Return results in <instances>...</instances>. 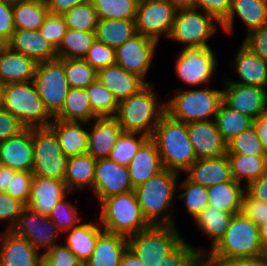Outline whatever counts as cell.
I'll return each mask as SVG.
<instances>
[{"label":"cell","mask_w":267,"mask_h":266,"mask_svg":"<svg viewBox=\"0 0 267 266\" xmlns=\"http://www.w3.org/2000/svg\"><path fill=\"white\" fill-rule=\"evenodd\" d=\"M180 174L164 168L134 188L141 212L150 225H175L172 205Z\"/></svg>","instance_id":"obj_1"},{"label":"cell","mask_w":267,"mask_h":266,"mask_svg":"<svg viewBox=\"0 0 267 266\" xmlns=\"http://www.w3.org/2000/svg\"><path fill=\"white\" fill-rule=\"evenodd\" d=\"M154 85L147 83L137 93L119 101L114 118L122 132L152 137L156 125L166 113L165 102L158 100Z\"/></svg>","instance_id":"obj_2"},{"label":"cell","mask_w":267,"mask_h":266,"mask_svg":"<svg viewBox=\"0 0 267 266\" xmlns=\"http://www.w3.org/2000/svg\"><path fill=\"white\" fill-rule=\"evenodd\" d=\"M151 139L157 146L163 167L168 170L180 174L197 160L187 123L175 120L167 113L156 125Z\"/></svg>","instance_id":"obj_3"},{"label":"cell","mask_w":267,"mask_h":266,"mask_svg":"<svg viewBox=\"0 0 267 266\" xmlns=\"http://www.w3.org/2000/svg\"><path fill=\"white\" fill-rule=\"evenodd\" d=\"M264 252L259 226L238 213L233 215L223 238L206 256L209 261H227L261 256Z\"/></svg>","instance_id":"obj_4"},{"label":"cell","mask_w":267,"mask_h":266,"mask_svg":"<svg viewBox=\"0 0 267 266\" xmlns=\"http://www.w3.org/2000/svg\"><path fill=\"white\" fill-rule=\"evenodd\" d=\"M100 206L97 218L104 231L128 238L151 226L141 212L134 190L107 197Z\"/></svg>","instance_id":"obj_5"},{"label":"cell","mask_w":267,"mask_h":266,"mask_svg":"<svg viewBox=\"0 0 267 266\" xmlns=\"http://www.w3.org/2000/svg\"><path fill=\"white\" fill-rule=\"evenodd\" d=\"M209 87L174 90V97L165 101L166 113L187 124L214 120L223 101V90Z\"/></svg>","instance_id":"obj_6"},{"label":"cell","mask_w":267,"mask_h":266,"mask_svg":"<svg viewBox=\"0 0 267 266\" xmlns=\"http://www.w3.org/2000/svg\"><path fill=\"white\" fill-rule=\"evenodd\" d=\"M1 107L26 128L49 127L53 121L33 81L5 84Z\"/></svg>","instance_id":"obj_7"},{"label":"cell","mask_w":267,"mask_h":266,"mask_svg":"<svg viewBox=\"0 0 267 266\" xmlns=\"http://www.w3.org/2000/svg\"><path fill=\"white\" fill-rule=\"evenodd\" d=\"M177 225H151L128 237V248L144 266L155 265L164 260L184 238Z\"/></svg>","instance_id":"obj_8"},{"label":"cell","mask_w":267,"mask_h":266,"mask_svg":"<svg viewBox=\"0 0 267 266\" xmlns=\"http://www.w3.org/2000/svg\"><path fill=\"white\" fill-rule=\"evenodd\" d=\"M218 27L221 23L201 9L177 10L168 39L184 45L182 48L210 47L206 41L217 34Z\"/></svg>","instance_id":"obj_9"},{"label":"cell","mask_w":267,"mask_h":266,"mask_svg":"<svg viewBox=\"0 0 267 266\" xmlns=\"http://www.w3.org/2000/svg\"><path fill=\"white\" fill-rule=\"evenodd\" d=\"M33 170L36 176L63 180L68 157L63 154L59 140L50 127L32 128Z\"/></svg>","instance_id":"obj_10"},{"label":"cell","mask_w":267,"mask_h":266,"mask_svg":"<svg viewBox=\"0 0 267 266\" xmlns=\"http://www.w3.org/2000/svg\"><path fill=\"white\" fill-rule=\"evenodd\" d=\"M33 83L46 110L54 118L61 111L69 91L64 71V59L56 58L39 62Z\"/></svg>","instance_id":"obj_11"},{"label":"cell","mask_w":267,"mask_h":266,"mask_svg":"<svg viewBox=\"0 0 267 266\" xmlns=\"http://www.w3.org/2000/svg\"><path fill=\"white\" fill-rule=\"evenodd\" d=\"M213 50L211 46L182 48L175 61V73L179 80L189 87L209 86L219 66Z\"/></svg>","instance_id":"obj_12"},{"label":"cell","mask_w":267,"mask_h":266,"mask_svg":"<svg viewBox=\"0 0 267 266\" xmlns=\"http://www.w3.org/2000/svg\"><path fill=\"white\" fill-rule=\"evenodd\" d=\"M177 10L165 0H144L137 6L135 25L137 33L155 40L168 39Z\"/></svg>","instance_id":"obj_13"},{"label":"cell","mask_w":267,"mask_h":266,"mask_svg":"<svg viewBox=\"0 0 267 266\" xmlns=\"http://www.w3.org/2000/svg\"><path fill=\"white\" fill-rule=\"evenodd\" d=\"M15 235L26 238L40 252L46 253L60 238V230L48 215H43L25 206L15 225L10 229Z\"/></svg>","instance_id":"obj_14"},{"label":"cell","mask_w":267,"mask_h":266,"mask_svg":"<svg viewBox=\"0 0 267 266\" xmlns=\"http://www.w3.org/2000/svg\"><path fill=\"white\" fill-rule=\"evenodd\" d=\"M157 45L155 40L137 33L115 50L116 65L144 80L153 64Z\"/></svg>","instance_id":"obj_15"},{"label":"cell","mask_w":267,"mask_h":266,"mask_svg":"<svg viewBox=\"0 0 267 266\" xmlns=\"http://www.w3.org/2000/svg\"><path fill=\"white\" fill-rule=\"evenodd\" d=\"M132 190L134 188L127 166L119 165L109 158L96 160L93 194L99 203L107 197Z\"/></svg>","instance_id":"obj_16"},{"label":"cell","mask_w":267,"mask_h":266,"mask_svg":"<svg viewBox=\"0 0 267 266\" xmlns=\"http://www.w3.org/2000/svg\"><path fill=\"white\" fill-rule=\"evenodd\" d=\"M223 102L255 120L267 112V88L224 83Z\"/></svg>","instance_id":"obj_17"},{"label":"cell","mask_w":267,"mask_h":266,"mask_svg":"<svg viewBox=\"0 0 267 266\" xmlns=\"http://www.w3.org/2000/svg\"><path fill=\"white\" fill-rule=\"evenodd\" d=\"M187 126L197 159H213L227 154V142L214 120L188 123Z\"/></svg>","instance_id":"obj_18"},{"label":"cell","mask_w":267,"mask_h":266,"mask_svg":"<svg viewBox=\"0 0 267 266\" xmlns=\"http://www.w3.org/2000/svg\"><path fill=\"white\" fill-rule=\"evenodd\" d=\"M41 252L10 230L0 234V266H40Z\"/></svg>","instance_id":"obj_19"},{"label":"cell","mask_w":267,"mask_h":266,"mask_svg":"<svg viewBox=\"0 0 267 266\" xmlns=\"http://www.w3.org/2000/svg\"><path fill=\"white\" fill-rule=\"evenodd\" d=\"M235 59L230 64L239 80L225 78L224 83L252 85L267 88V62L253 53L243 43L238 49Z\"/></svg>","instance_id":"obj_20"},{"label":"cell","mask_w":267,"mask_h":266,"mask_svg":"<svg viewBox=\"0 0 267 266\" xmlns=\"http://www.w3.org/2000/svg\"><path fill=\"white\" fill-rule=\"evenodd\" d=\"M32 128L0 142V164L16 171L33 170Z\"/></svg>","instance_id":"obj_21"},{"label":"cell","mask_w":267,"mask_h":266,"mask_svg":"<svg viewBox=\"0 0 267 266\" xmlns=\"http://www.w3.org/2000/svg\"><path fill=\"white\" fill-rule=\"evenodd\" d=\"M88 128V154L93 159L108 158L122 133L119 122L114 117H97Z\"/></svg>","instance_id":"obj_22"},{"label":"cell","mask_w":267,"mask_h":266,"mask_svg":"<svg viewBox=\"0 0 267 266\" xmlns=\"http://www.w3.org/2000/svg\"><path fill=\"white\" fill-rule=\"evenodd\" d=\"M235 18L242 20L246 34L267 24V0H232L228 17L221 23L225 34H232Z\"/></svg>","instance_id":"obj_23"},{"label":"cell","mask_w":267,"mask_h":266,"mask_svg":"<svg viewBox=\"0 0 267 266\" xmlns=\"http://www.w3.org/2000/svg\"><path fill=\"white\" fill-rule=\"evenodd\" d=\"M70 193L71 192L63 180L34 175L30 201L26 206L40 214L49 215L58 201L65 196H68Z\"/></svg>","instance_id":"obj_24"},{"label":"cell","mask_w":267,"mask_h":266,"mask_svg":"<svg viewBox=\"0 0 267 266\" xmlns=\"http://www.w3.org/2000/svg\"><path fill=\"white\" fill-rule=\"evenodd\" d=\"M8 47L34 59L37 63L57 58L56 50L38 30L15 29Z\"/></svg>","instance_id":"obj_25"},{"label":"cell","mask_w":267,"mask_h":266,"mask_svg":"<svg viewBox=\"0 0 267 266\" xmlns=\"http://www.w3.org/2000/svg\"><path fill=\"white\" fill-rule=\"evenodd\" d=\"M183 174L195 184L206 188L231 181V166L227 155L213 159H197Z\"/></svg>","instance_id":"obj_26"},{"label":"cell","mask_w":267,"mask_h":266,"mask_svg":"<svg viewBox=\"0 0 267 266\" xmlns=\"http://www.w3.org/2000/svg\"><path fill=\"white\" fill-rule=\"evenodd\" d=\"M97 79L114 95L118 102L137 93L147 83H150L118 65L98 70Z\"/></svg>","instance_id":"obj_27"},{"label":"cell","mask_w":267,"mask_h":266,"mask_svg":"<svg viewBox=\"0 0 267 266\" xmlns=\"http://www.w3.org/2000/svg\"><path fill=\"white\" fill-rule=\"evenodd\" d=\"M86 125L88 126V123L59 119H53L49 125L57 135L63 154L66 157L88 152V129Z\"/></svg>","instance_id":"obj_28"},{"label":"cell","mask_w":267,"mask_h":266,"mask_svg":"<svg viewBox=\"0 0 267 266\" xmlns=\"http://www.w3.org/2000/svg\"><path fill=\"white\" fill-rule=\"evenodd\" d=\"M127 167L133 188L164 169L157 146L151 138L141 145Z\"/></svg>","instance_id":"obj_29"},{"label":"cell","mask_w":267,"mask_h":266,"mask_svg":"<svg viewBox=\"0 0 267 266\" xmlns=\"http://www.w3.org/2000/svg\"><path fill=\"white\" fill-rule=\"evenodd\" d=\"M127 248V237L103 230L98 236L92 255L84 266H119Z\"/></svg>","instance_id":"obj_30"},{"label":"cell","mask_w":267,"mask_h":266,"mask_svg":"<svg viewBox=\"0 0 267 266\" xmlns=\"http://www.w3.org/2000/svg\"><path fill=\"white\" fill-rule=\"evenodd\" d=\"M37 62L9 47L0 55V80L4 84L33 81Z\"/></svg>","instance_id":"obj_31"},{"label":"cell","mask_w":267,"mask_h":266,"mask_svg":"<svg viewBox=\"0 0 267 266\" xmlns=\"http://www.w3.org/2000/svg\"><path fill=\"white\" fill-rule=\"evenodd\" d=\"M103 230L99 220L98 223H92V221L80 223L78 226L64 232L68 234L65 245L84 264L92 255L98 241V236Z\"/></svg>","instance_id":"obj_32"},{"label":"cell","mask_w":267,"mask_h":266,"mask_svg":"<svg viewBox=\"0 0 267 266\" xmlns=\"http://www.w3.org/2000/svg\"><path fill=\"white\" fill-rule=\"evenodd\" d=\"M243 183L235 180L226 181L208 187V203L214 208L230 214H238L241 211V203L245 194Z\"/></svg>","instance_id":"obj_33"},{"label":"cell","mask_w":267,"mask_h":266,"mask_svg":"<svg viewBox=\"0 0 267 266\" xmlns=\"http://www.w3.org/2000/svg\"><path fill=\"white\" fill-rule=\"evenodd\" d=\"M95 165L96 159H93L88 153L68 157L64 182L70 192L87 188L93 191Z\"/></svg>","instance_id":"obj_34"},{"label":"cell","mask_w":267,"mask_h":266,"mask_svg":"<svg viewBox=\"0 0 267 266\" xmlns=\"http://www.w3.org/2000/svg\"><path fill=\"white\" fill-rule=\"evenodd\" d=\"M97 117L90 106L86 89L69 88L61 111L53 119L92 123Z\"/></svg>","instance_id":"obj_35"},{"label":"cell","mask_w":267,"mask_h":266,"mask_svg":"<svg viewBox=\"0 0 267 266\" xmlns=\"http://www.w3.org/2000/svg\"><path fill=\"white\" fill-rule=\"evenodd\" d=\"M233 215L208 205L193 219L199 231L212 238L210 249L205 250V255L223 238Z\"/></svg>","instance_id":"obj_36"},{"label":"cell","mask_w":267,"mask_h":266,"mask_svg":"<svg viewBox=\"0 0 267 266\" xmlns=\"http://www.w3.org/2000/svg\"><path fill=\"white\" fill-rule=\"evenodd\" d=\"M136 34L135 19H99L95 31L96 40L115 50Z\"/></svg>","instance_id":"obj_37"},{"label":"cell","mask_w":267,"mask_h":266,"mask_svg":"<svg viewBox=\"0 0 267 266\" xmlns=\"http://www.w3.org/2000/svg\"><path fill=\"white\" fill-rule=\"evenodd\" d=\"M15 29L38 30L49 10L46 1L20 0L12 4Z\"/></svg>","instance_id":"obj_38"},{"label":"cell","mask_w":267,"mask_h":266,"mask_svg":"<svg viewBox=\"0 0 267 266\" xmlns=\"http://www.w3.org/2000/svg\"><path fill=\"white\" fill-rule=\"evenodd\" d=\"M233 180L246 186L260 178L267 171V157L246 156L244 154H226Z\"/></svg>","instance_id":"obj_39"},{"label":"cell","mask_w":267,"mask_h":266,"mask_svg":"<svg viewBox=\"0 0 267 266\" xmlns=\"http://www.w3.org/2000/svg\"><path fill=\"white\" fill-rule=\"evenodd\" d=\"M214 121L226 142L253 126L252 118L231 109L223 101L218 108Z\"/></svg>","instance_id":"obj_40"},{"label":"cell","mask_w":267,"mask_h":266,"mask_svg":"<svg viewBox=\"0 0 267 266\" xmlns=\"http://www.w3.org/2000/svg\"><path fill=\"white\" fill-rule=\"evenodd\" d=\"M95 39V32H84L74 29H67L62 43L56 50L57 58L83 59Z\"/></svg>","instance_id":"obj_41"},{"label":"cell","mask_w":267,"mask_h":266,"mask_svg":"<svg viewBox=\"0 0 267 266\" xmlns=\"http://www.w3.org/2000/svg\"><path fill=\"white\" fill-rule=\"evenodd\" d=\"M177 191H183L176 196L185 204V211L194 219L208 205V189L189 181L186 176L177 185Z\"/></svg>","instance_id":"obj_42"},{"label":"cell","mask_w":267,"mask_h":266,"mask_svg":"<svg viewBox=\"0 0 267 266\" xmlns=\"http://www.w3.org/2000/svg\"><path fill=\"white\" fill-rule=\"evenodd\" d=\"M99 19H135L137 0H91Z\"/></svg>","instance_id":"obj_43"},{"label":"cell","mask_w":267,"mask_h":266,"mask_svg":"<svg viewBox=\"0 0 267 266\" xmlns=\"http://www.w3.org/2000/svg\"><path fill=\"white\" fill-rule=\"evenodd\" d=\"M64 71L69 88L86 89L98 76V71L82 58L64 59Z\"/></svg>","instance_id":"obj_44"},{"label":"cell","mask_w":267,"mask_h":266,"mask_svg":"<svg viewBox=\"0 0 267 266\" xmlns=\"http://www.w3.org/2000/svg\"><path fill=\"white\" fill-rule=\"evenodd\" d=\"M68 29L95 32L99 21L97 11L90 1L76 5L63 14Z\"/></svg>","instance_id":"obj_45"},{"label":"cell","mask_w":267,"mask_h":266,"mask_svg":"<svg viewBox=\"0 0 267 266\" xmlns=\"http://www.w3.org/2000/svg\"><path fill=\"white\" fill-rule=\"evenodd\" d=\"M148 138L139 133L122 132L108 158L119 165L128 166L138 149Z\"/></svg>","instance_id":"obj_46"},{"label":"cell","mask_w":267,"mask_h":266,"mask_svg":"<svg viewBox=\"0 0 267 266\" xmlns=\"http://www.w3.org/2000/svg\"><path fill=\"white\" fill-rule=\"evenodd\" d=\"M86 91L89 94L90 106L98 117L115 116L119 102L98 79L91 83Z\"/></svg>","instance_id":"obj_47"},{"label":"cell","mask_w":267,"mask_h":266,"mask_svg":"<svg viewBox=\"0 0 267 266\" xmlns=\"http://www.w3.org/2000/svg\"><path fill=\"white\" fill-rule=\"evenodd\" d=\"M227 154L267 157L255 128L252 126L227 142Z\"/></svg>","instance_id":"obj_48"},{"label":"cell","mask_w":267,"mask_h":266,"mask_svg":"<svg viewBox=\"0 0 267 266\" xmlns=\"http://www.w3.org/2000/svg\"><path fill=\"white\" fill-rule=\"evenodd\" d=\"M66 198L67 197L65 196L60 201H58V203L48 215V218L52 220V222L58 227L60 232H63L62 234L70 230L72 227L78 226L81 221L77 208Z\"/></svg>","instance_id":"obj_49"},{"label":"cell","mask_w":267,"mask_h":266,"mask_svg":"<svg viewBox=\"0 0 267 266\" xmlns=\"http://www.w3.org/2000/svg\"><path fill=\"white\" fill-rule=\"evenodd\" d=\"M199 255H205V250L193 248L183 239L164 260L151 266H189Z\"/></svg>","instance_id":"obj_50"},{"label":"cell","mask_w":267,"mask_h":266,"mask_svg":"<svg viewBox=\"0 0 267 266\" xmlns=\"http://www.w3.org/2000/svg\"><path fill=\"white\" fill-rule=\"evenodd\" d=\"M67 29L63 15L49 13L38 31L57 50Z\"/></svg>","instance_id":"obj_51"},{"label":"cell","mask_w":267,"mask_h":266,"mask_svg":"<svg viewBox=\"0 0 267 266\" xmlns=\"http://www.w3.org/2000/svg\"><path fill=\"white\" fill-rule=\"evenodd\" d=\"M40 266H84L65 244H55L42 254Z\"/></svg>","instance_id":"obj_52"},{"label":"cell","mask_w":267,"mask_h":266,"mask_svg":"<svg viewBox=\"0 0 267 266\" xmlns=\"http://www.w3.org/2000/svg\"><path fill=\"white\" fill-rule=\"evenodd\" d=\"M83 59L97 71L108 66L116 65L115 49L110 48L108 45L96 39Z\"/></svg>","instance_id":"obj_53"},{"label":"cell","mask_w":267,"mask_h":266,"mask_svg":"<svg viewBox=\"0 0 267 266\" xmlns=\"http://www.w3.org/2000/svg\"><path fill=\"white\" fill-rule=\"evenodd\" d=\"M34 174L28 171H16L11 177L10 187L6 193L27 205L30 201V193Z\"/></svg>","instance_id":"obj_54"},{"label":"cell","mask_w":267,"mask_h":266,"mask_svg":"<svg viewBox=\"0 0 267 266\" xmlns=\"http://www.w3.org/2000/svg\"><path fill=\"white\" fill-rule=\"evenodd\" d=\"M25 206L20 200L11 197L6 192L0 193V222H8L4 230H10L15 225Z\"/></svg>","instance_id":"obj_55"},{"label":"cell","mask_w":267,"mask_h":266,"mask_svg":"<svg viewBox=\"0 0 267 266\" xmlns=\"http://www.w3.org/2000/svg\"><path fill=\"white\" fill-rule=\"evenodd\" d=\"M240 213L260 226L267 221V202L257 201L245 192Z\"/></svg>","instance_id":"obj_56"},{"label":"cell","mask_w":267,"mask_h":266,"mask_svg":"<svg viewBox=\"0 0 267 266\" xmlns=\"http://www.w3.org/2000/svg\"><path fill=\"white\" fill-rule=\"evenodd\" d=\"M242 43L267 62V24L245 35Z\"/></svg>","instance_id":"obj_57"},{"label":"cell","mask_w":267,"mask_h":266,"mask_svg":"<svg viewBox=\"0 0 267 266\" xmlns=\"http://www.w3.org/2000/svg\"><path fill=\"white\" fill-rule=\"evenodd\" d=\"M232 0H195V6L198 9L214 16L222 23L230 12Z\"/></svg>","instance_id":"obj_58"},{"label":"cell","mask_w":267,"mask_h":266,"mask_svg":"<svg viewBox=\"0 0 267 266\" xmlns=\"http://www.w3.org/2000/svg\"><path fill=\"white\" fill-rule=\"evenodd\" d=\"M25 129L18 118L0 106V142L17 136Z\"/></svg>","instance_id":"obj_59"},{"label":"cell","mask_w":267,"mask_h":266,"mask_svg":"<svg viewBox=\"0 0 267 266\" xmlns=\"http://www.w3.org/2000/svg\"><path fill=\"white\" fill-rule=\"evenodd\" d=\"M14 31L12 3L0 0V37L9 42Z\"/></svg>","instance_id":"obj_60"},{"label":"cell","mask_w":267,"mask_h":266,"mask_svg":"<svg viewBox=\"0 0 267 266\" xmlns=\"http://www.w3.org/2000/svg\"><path fill=\"white\" fill-rule=\"evenodd\" d=\"M245 192L257 201L267 202V171L260 178L249 182Z\"/></svg>","instance_id":"obj_61"},{"label":"cell","mask_w":267,"mask_h":266,"mask_svg":"<svg viewBox=\"0 0 267 266\" xmlns=\"http://www.w3.org/2000/svg\"><path fill=\"white\" fill-rule=\"evenodd\" d=\"M213 266H267L264 254L261 256L234 259L227 261H210Z\"/></svg>","instance_id":"obj_62"},{"label":"cell","mask_w":267,"mask_h":266,"mask_svg":"<svg viewBox=\"0 0 267 266\" xmlns=\"http://www.w3.org/2000/svg\"><path fill=\"white\" fill-rule=\"evenodd\" d=\"M90 0H46L49 13L63 15L76 5L86 3Z\"/></svg>","instance_id":"obj_63"},{"label":"cell","mask_w":267,"mask_h":266,"mask_svg":"<svg viewBox=\"0 0 267 266\" xmlns=\"http://www.w3.org/2000/svg\"><path fill=\"white\" fill-rule=\"evenodd\" d=\"M253 127L267 154V112L253 120Z\"/></svg>","instance_id":"obj_64"},{"label":"cell","mask_w":267,"mask_h":266,"mask_svg":"<svg viewBox=\"0 0 267 266\" xmlns=\"http://www.w3.org/2000/svg\"><path fill=\"white\" fill-rule=\"evenodd\" d=\"M15 172L16 170L0 164V193L6 192L7 188L10 187L11 177L14 176Z\"/></svg>","instance_id":"obj_65"},{"label":"cell","mask_w":267,"mask_h":266,"mask_svg":"<svg viewBox=\"0 0 267 266\" xmlns=\"http://www.w3.org/2000/svg\"><path fill=\"white\" fill-rule=\"evenodd\" d=\"M119 266H144L139 258L129 249L123 253Z\"/></svg>","instance_id":"obj_66"},{"label":"cell","mask_w":267,"mask_h":266,"mask_svg":"<svg viewBox=\"0 0 267 266\" xmlns=\"http://www.w3.org/2000/svg\"><path fill=\"white\" fill-rule=\"evenodd\" d=\"M176 10L189 9L195 6V0H165Z\"/></svg>","instance_id":"obj_67"},{"label":"cell","mask_w":267,"mask_h":266,"mask_svg":"<svg viewBox=\"0 0 267 266\" xmlns=\"http://www.w3.org/2000/svg\"><path fill=\"white\" fill-rule=\"evenodd\" d=\"M260 241L263 248L267 249V221L259 226Z\"/></svg>","instance_id":"obj_68"},{"label":"cell","mask_w":267,"mask_h":266,"mask_svg":"<svg viewBox=\"0 0 267 266\" xmlns=\"http://www.w3.org/2000/svg\"><path fill=\"white\" fill-rule=\"evenodd\" d=\"M189 266H213L206 255H199Z\"/></svg>","instance_id":"obj_69"},{"label":"cell","mask_w":267,"mask_h":266,"mask_svg":"<svg viewBox=\"0 0 267 266\" xmlns=\"http://www.w3.org/2000/svg\"><path fill=\"white\" fill-rule=\"evenodd\" d=\"M7 47H8V42L0 37V55L5 51Z\"/></svg>","instance_id":"obj_70"},{"label":"cell","mask_w":267,"mask_h":266,"mask_svg":"<svg viewBox=\"0 0 267 266\" xmlns=\"http://www.w3.org/2000/svg\"><path fill=\"white\" fill-rule=\"evenodd\" d=\"M4 86L5 84L0 80V106L2 103V97H3V92H4Z\"/></svg>","instance_id":"obj_71"},{"label":"cell","mask_w":267,"mask_h":266,"mask_svg":"<svg viewBox=\"0 0 267 266\" xmlns=\"http://www.w3.org/2000/svg\"><path fill=\"white\" fill-rule=\"evenodd\" d=\"M2 1H5V2H9V3H16V2H18V1H20V0H2Z\"/></svg>","instance_id":"obj_72"},{"label":"cell","mask_w":267,"mask_h":266,"mask_svg":"<svg viewBox=\"0 0 267 266\" xmlns=\"http://www.w3.org/2000/svg\"><path fill=\"white\" fill-rule=\"evenodd\" d=\"M264 256H265V258L267 259V249H266L265 252H264Z\"/></svg>","instance_id":"obj_73"}]
</instances>
